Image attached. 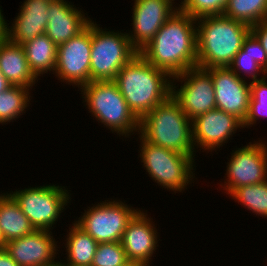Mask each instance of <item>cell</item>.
Wrapping results in <instances>:
<instances>
[{
	"label": "cell",
	"instance_id": "603a6c76",
	"mask_svg": "<svg viewBox=\"0 0 267 266\" xmlns=\"http://www.w3.org/2000/svg\"><path fill=\"white\" fill-rule=\"evenodd\" d=\"M64 238L66 260H61L68 266H91L98 244L88 233L81 229L74 221L69 224ZM71 227V228H70ZM66 242V243H65Z\"/></svg>",
	"mask_w": 267,
	"mask_h": 266
},
{
	"label": "cell",
	"instance_id": "d4e9b609",
	"mask_svg": "<svg viewBox=\"0 0 267 266\" xmlns=\"http://www.w3.org/2000/svg\"><path fill=\"white\" fill-rule=\"evenodd\" d=\"M33 88L10 86L0 93V124H10L21 118L30 107Z\"/></svg>",
	"mask_w": 267,
	"mask_h": 266
},
{
	"label": "cell",
	"instance_id": "7c38bea8",
	"mask_svg": "<svg viewBox=\"0 0 267 266\" xmlns=\"http://www.w3.org/2000/svg\"><path fill=\"white\" fill-rule=\"evenodd\" d=\"M91 42L92 21L79 34L58 45L53 75L61 84L79 89L90 82Z\"/></svg>",
	"mask_w": 267,
	"mask_h": 266
},
{
	"label": "cell",
	"instance_id": "4fadbf2b",
	"mask_svg": "<svg viewBox=\"0 0 267 266\" xmlns=\"http://www.w3.org/2000/svg\"><path fill=\"white\" fill-rule=\"evenodd\" d=\"M243 129V122L235 115L220 109H212L192 120L193 145L198 152L220 151L233 135ZM199 148V149H198Z\"/></svg>",
	"mask_w": 267,
	"mask_h": 266
},
{
	"label": "cell",
	"instance_id": "5bb4252c",
	"mask_svg": "<svg viewBox=\"0 0 267 266\" xmlns=\"http://www.w3.org/2000/svg\"><path fill=\"white\" fill-rule=\"evenodd\" d=\"M176 10L178 8L169 0H134L132 31L127 32L132 46L139 52Z\"/></svg>",
	"mask_w": 267,
	"mask_h": 266
},
{
	"label": "cell",
	"instance_id": "ac0fdd59",
	"mask_svg": "<svg viewBox=\"0 0 267 266\" xmlns=\"http://www.w3.org/2000/svg\"><path fill=\"white\" fill-rule=\"evenodd\" d=\"M47 14L49 19L45 34L57 46L79 34L92 21L87 12L68 0H53Z\"/></svg>",
	"mask_w": 267,
	"mask_h": 266
},
{
	"label": "cell",
	"instance_id": "83f0119b",
	"mask_svg": "<svg viewBox=\"0 0 267 266\" xmlns=\"http://www.w3.org/2000/svg\"><path fill=\"white\" fill-rule=\"evenodd\" d=\"M267 77L250 82L251 98L243 128L256 126L259 119L267 118Z\"/></svg>",
	"mask_w": 267,
	"mask_h": 266
},
{
	"label": "cell",
	"instance_id": "e0dca14e",
	"mask_svg": "<svg viewBox=\"0 0 267 266\" xmlns=\"http://www.w3.org/2000/svg\"><path fill=\"white\" fill-rule=\"evenodd\" d=\"M53 235L52 231L35 229L20 239L6 242L4 249L19 266L50 265L61 253L59 241Z\"/></svg>",
	"mask_w": 267,
	"mask_h": 266
},
{
	"label": "cell",
	"instance_id": "6da1fadb",
	"mask_svg": "<svg viewBox=\"0 0 267 266\" xmlns=\"http://www.w3.org/2000/svg\"><path fill=\"white\" fill-rule=\"evenodd\" d=\"M139 53L172 78L196 67V20L180 9L176 10Z\"/></svg>",
	"mask_w": 267,
	"mask_h": 266
},
{
	"label": "cell",
	"instance_id": "1f68e13d",
	"mask_svg": "<svg viewBox=\"0 0 267 266\" xmlns=\"http://www.w3.org/2000/svg\"><path fill=\"white\" fill-rule=\"evenodd\" d=\"M0 266H19L4 248H0Z\"/></svg>",
	"mask_w": 267,
	"mask_h": 266
},
{
	"label": "cell",
	"instance_id": "4316f807",
	"mask_svg": "<svg viewBox=\"0 0 267 266\" xmlns=\"http://www.w3.org/2000/svg\"><path fill=\"white\" fill-rule=\"evenodd\" d=\"M234 202L240 203L254 215L267 218V181L258 184L241 186L230 197Z\"/></svg>",
	"mask_w": 267,
	"mask_h": 266
},
{
	"label": "cell",
	"instance_id": "9a60e30c",
	"mask_svg": "<svg viewBox=\"0 0 267 266\" xmlns=\"http://www.w3.org/2000/svg\"><path fill=\"white\" fill-rule=\"evenodd\" d=\"M147 210H139L127 224L121 243L128 261L140 266H151L152 257L159 247V232Z\"/></svg>",
	"mask_w": 267,
	"mask_h": 266
},
{
	"label": "cell",
	"instance_id": "8d00e7d4",
	"mask_svg": "<svg viewBox=\"0 0 267 266\" xmlns=\"http://www.w3.org/2000/svg\"><path fill=\"white\" fill-rule=\"evenodd\" d=\"M121 266H140V265H138L135 262L127 261L125 264H123Z\"/></svg>",
	"mask_w": 267,
	"mask_h": 266
},
{
	"label": "cell",
	"instance_id": "484cf974",
	"mask_svg": "<svg viewBox=\"0 0 267 266\" xmlns=\"http://www.w3.org/2000/svg\"><path fill=\"white\" fill-rule=\"evenodd\" d=\"M223 15L252 27L267 18V0H228Z\"/></svg>",
	"mask_w": 267,
	"mask_h": 266
},
{
	"label": "cell",
	"instance_id": "8fae6325",
	"mask_svg": "<svg viewBox=\"0 0 267 266\" xmlns=\"http://www.w3.org/2000/svg\"><path fill=\"white\" fill-rule=\"evenodd\" d=\"M171 95L191 121L216 108L211 73L205 68L192 67L174 76Z\"/></svg>",
	"mask_w": 267,
	"mask_h": 266
},
{
	"label": "cell",
	"instance_id": "44dd1931",
	"mask_svg": "<svg viewBox=\"0 0 267 266\" xmlns=\"http://www.w3.org/2000/svg\"><path fill=\"white\" fill-rule=\"evenodd\" d=\"M229 68L238 77L250 82L267 77L266 52L251 32L244 39L242 48L233 58Z\"/></svg>",
	"mask_w": 267,
	"mask_h": 266
},
{
	"label": "cell",
	"instance_id": "d590c367",
	"mask_svg": "<svg viewBox=\"0 0 267 266\" xmlns=\"http://www.w3.org/2000/svg\"><path fill=\"white\" fill-rule=\"evenodd\" d=\"M172 4H174L178 9L183 5L184 0H180L179 3L174 2L175 0H169ZM177 1V0H176ZM176 3V4H175ZM178 5V6H177Z\"/></svg>",
	"mask_w": 267,
	"mask_h": 266
},
{
	"label": "cell",
	"instance_id": "5b68a950",
	"mask_svg": "<svg viewBox=\"0 0 267 266\" xmlns=\"http://www.w3.org/2000/svg\"><path fill=\"white\" fill-rule=\"evenodd\" d=\"M84 107L98 124L118 137L130 138L139 133L140 120L129 109L126 100L113 80L91 81L81 86Z\"/></svg>",
	"mask_w": 267,
	"mask_h": 266
},
{
	"label": "cell",
	"instance_id": "7402d4cb",
	"mask_svg": "<svg viewBox=\"0 0 267 266\" xmlns=\"http://www.w3.org/2000/svg\"><path fill=\"white\" fill-rule=\"evenodd\" d=\"M34 230L14 198L7 191L0 192V231L4 242L20 239Z\"/></svg>",
	"mask_w": 267,
	"mask_h": 266
},
{
	"label": "cell",
	"instance_id": "52a82bcc",
	"mask_svg": "<svg viewBox=\"0 0 267 266\" xmlns=\"http://www.w3.org/2000/svg\"><path fill=\"white\" fill-rule=\"evenodd\" d=\"M138 53L127 30L102 29L92 20L90 82L114 80L122 67Z\"/></svg>",
	"mask_w": 267,
	"mask_h": 266
},
{
	"label": "cell",
	"instance_id": "74e56055",
	"mask_svg": "<svg viewBox=\"0 0 267 266\" xmlns=\"http://www.w3.org/2000/svg\"><path fill=\"white\" fill-rule=\"evenodd\" d=\"M4 246H5V242L3 240V237H2L1 231H0V248H4Z\"/></svg>",
	"mask_w": 267,
	"mask_h": 266
},
{
	"label": "cell",
	"instance_id": "30bf717a",
	"mask_svg": "<svg viewBox=\"0 0 267 266\" xmlns=\"http://www.w3.org/2000/svg\"><path fill=\"white\" fill-rule=\"evenodd\" d=\"M259 139V141H258ZM230 153L224 176L218 188L229 197L237 188L267 181V142L258 138ZM222 182V183H221Z\"/></svg>",
	"mask_w": 267,
	"mask_h": 266
},
{
	"label": "cell",
	"instance_id": "cb8c5ba5",
	"mask_svg": "<svg viewBox=\"0 0 267 266\" xmlns=\"http://www.w3.org/2000/svg\"><path fill=\"white\" fill-rule=\"evenodd\" d=\"M22 46L29 68L38 79L44 74H54L58 46L46 34L38 35Z\"/></svg>",
	"mask_w": 267,
	"mask_h": 266
},
{
	"label": "cell",
	"instance_id": "f546056e",
	"mask_svg": "<svg viewBox=\"0 0 267 266\" xmlns=\"http://www.w3.org/2000/svg\"><path fill=\"white\" fill-rule=\"evenodd\" d=\"M228 0H184L179 8L197 20L202 17L223 15Z\"/></svg>",
	"mask_w": 267,
	"mask_h": 266
},
{
	"label": "cell",
	"instance_id": "d6a6232c",
	"mask_svg": "<svg viewBox=\"0 0 267 266\" xmlns=\"http://www.w3.org/2000/svg\"><path fill=\"white\" fill-rule=\"evenodd\" d=\"M1 8L2 6H0V42L7 39V26L9 22V20L5 19L4 14L2 13L3 9Z\"/></svg>",
	"mask_w": 267,
	"mask_h": 266
},
{
	"label": "cell",
	"instance_id": "d6986e66",
	"mask_svg": "<svg viewBox=\"0 0 267 266\" xmlns=\"http://www.w3.org/2000/svg\"><path fill=\"white\" fill-rule=\"evenodd\" d=\"M53 0H24L13 22L7 26V39L23 44L38 35L45 34L48 8ZM11 25V26H9Z\"/></svg>",
	"mask_w": 267,
	"mask_h": 266
},
{
	"label": "cell",
	"instance_id": "f1b7e54d",
	"mask_svg": "<svg viewBox=\"0 0 267 266\" xmlns=\"http://www.w3.org/2000/svg\"><path fill=\"white\" fill-rule=\"evenodd\" d=\"M127 261L121 241L99 243L91 266H121Z\"/></svg>",
	"mask_w": 267,
	"mask_h": 266
},
{
	"label": "cell",
	"instance_id": "ba28073f",
	"mask_svg": "<svg viewBox=\"0 0 267 266\" xmlns=\"http://www.w3.org/2000/svg\"><path fill=\"white\" fill-rule=\"evenodd\" d=\"M67 186L58 184H43L25 189H16L8 193L18 203L21 211L27 216L36 230H49L55 228L62 212L71 203V190ZM54 226V227H53Z\"/></svg>",
	"mask_w": 267,
	"mask_h": 266
},
{
	"label": "cell",
	"instance_id": "7a4b0ae2",
	"mask_svg": "<svg viewBox=\"0 0 267 266\" xmlns=\"http://www.w3.org/2000/svg\"><path fill=\"white\" fill-rule=\"evenodd\" d=\"M113 81L139 120L172 93V77L140 53L122 67Z\"/></svg>",
	"mask_w": 267,
	"mask_h": 266
},
{
	"label": "cell",
	"instance_id": "3957f363",
	"mask_svg": "<svg viewBox=\"0 0 267 266\" xmlns=\"http://www.w3.org/2000/svg\"><path fill=\"white\" fill-rule=\"evenodd\" d=\"M197 66L201 68L229 67L242 48L251 27L224 15L196 20Z\"/></svg>",
	"mask_w": 267,
	"mask_h": 266
},
{
	"label": "cell",
	"instance_id": "8992f818",
	"mask_svg": "<svg viewBox=\"0 0 267 266\" xmlns=\"http://www.w3.org/2000/svg\"><path fill=\"white\" fill-rule=\"evenodd\" d=\"M138 137L136 138V141L140 140L138 158L143 163L141 165L146 170L145 174L148 173L153 182L174 194L183 193L187 187L194 184L196 157L153 145L140 135Z\"/></svg>",
	"mask_w": 267,
	"mask_h": 266
},
{
	"label": "cell",
	"instance_id": "ffe728a7",
	"mask_svg": "<svg viewBox=\"0 0 267 266\" xmlns=\"http://www.w3.org/2000/svg\"><path fill=\"white\" fill-rule=\"evenodd\" d=\"M0 71L11 86L34 88L40 80L30 70L23 46L8 39L0 42Z\"/></svg>",
	"mask_w": 267,
	"mask_h": 266
},
{
	"label": "cell",
	"instance_id": "4dcf8cb0",
	"mask_svg": "<svg viewBox=\"0 0 267 266\" xmlns=\"http://www.w3.org/2000/svg\"><path fill=\"white\" fill-rule=\"evenodd\" d=\"M251 33L259 40L267 55V18L252 26Z\"/></svg>",
	"mask_w": 267,
	"mask_h": 266
},
{
	"label": "cell",
	"instance_id": "277c9868",
	"mask_svg": "<svg viewBox=\"0 0 267 266\" xmlns=\"http://www.w3.org/2000/svg\"><path fill=\"white\" fill-rule=\"evenodd\" d=\"M138 135L153 145L196 156L192 121L172 95L140 119Z\"/></svg>",
	"mask_w": 267,
	"mask_h": 266
},
{
	"label": "cell",
	"instance_id": "9c48e42d",
	"mask_svg": "<svg viewBox=\"0 0 267 266\" xmlns=\"http://www.w3.org/2000/svg\"><path fill=\"white\" fill-rule=\"evenodd\" d=\"M87 206L74 222L97 243L119 242L127 224L140 210L117 198Z\"/></svg>",
	"mask_w": 267,
	"mask_h": 266
},
{
	"label": "cell",
	"instance_id": "2e32d148",
	"mask_svg": "<svg viewBox=\"0 0 267 266\" xmlns=\"http://www.w3.org/2000/svg\"><path fill=\"white\" fill-rule=\"evenodd\" d=\"M215 90L216 108L246 119L251 98L250 81L238 77L229 67L207 69Z\"/></svg>",
	"mask_w": 267,
	"mask_h": 266
},
{
	"label": "cell",
	"instance_id": "e575fe53",
	"mask_svg": "<svg viewBox=\"0 0 267 266\" xmlns=\"http://www.w3.org/2000/svg\"><path fill=\"white\" fill-rule=\"evenodd\" d=\"M60 260V261H59ZM59 260L57 259L56 262L50 264V265H45V266H65L64 263L61 261V259L59 258Z\"/></svg>",
	"mask_w": 267,
	"mask_h": 266
},
{
	"label": "cell",
	"instance_id": "836d02e7",
	"mask_svg": "<svg viewBox=\"0 0 267 266\" xmlns=\"http://www.w3.org/2000/svg\"><path fill=\"white\" fill-rule=\"evenodd\" d=\"M10 86L11 85L8 83L7 79L4 77V75L0 71V93L4 92Z\"/></svg>",
	"mask_w": 267,
	"mask_h": 266
}]
</instances>
